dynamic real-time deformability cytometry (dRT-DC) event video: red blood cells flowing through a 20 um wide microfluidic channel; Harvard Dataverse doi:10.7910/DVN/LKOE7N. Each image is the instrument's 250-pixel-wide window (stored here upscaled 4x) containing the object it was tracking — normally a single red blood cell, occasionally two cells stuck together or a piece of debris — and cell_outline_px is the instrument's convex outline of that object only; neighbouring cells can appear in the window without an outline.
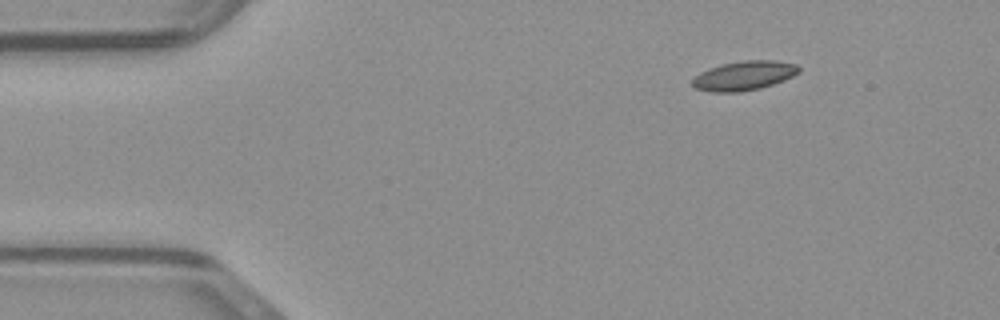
{"species": "common noctule bat (a hibernating species)", "species_latin": "Nyctalus noctula", "temperature_condition": "warm", "stored_images_in_passage": 43, "camera_frame_rate_fps": 3000, "um_per_image_px": 0.085, "animal": {"sex": "male", "body_mass_g": 23.1, "forearm_length_mm": 52.7}, "frame": {"image": 1, "passage_image": 1, "time_ms": 0.0, "image_size_px": [1000, 320], "cell_outline_px": [[800, 72], [784, 80], [760, 88], [740, 92], [712, 92], [696, 88], [692, 84], [692, 80], [700, 72], [708, 68], [724, 64], [744, 60], [776, 60], [796, 64], [800, 68]], "centroid_in_image_um": [63.26, 6.43], "position_along_channel_um": 21.7, "area_um2": 18.09}}
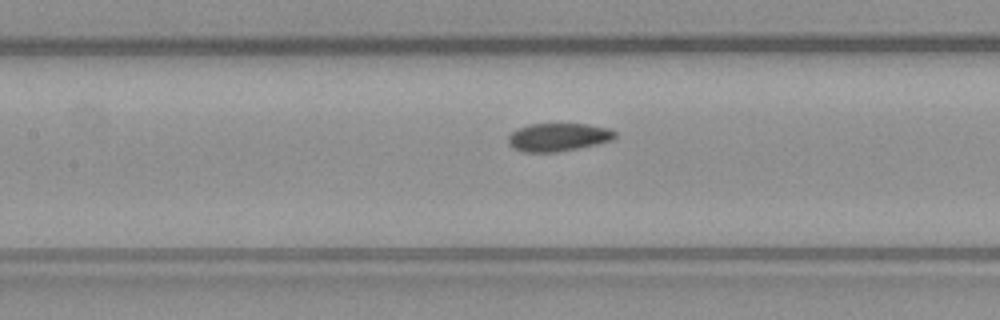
{"frame": {"image": 2, "passage_image": 16, "time_ms": 5.0, "image_size_px": [1000, 320], "cell_outline_px": [[616, 136], [612, 140], [596, 144], [556, 152], [524, 152], [512, 148], [508, 144], [508, 136], [512, 132], [528, 124], [588, 124], [608, 128], [616, 132]], "centroid_in_image_um": [47.43, 11.66], "position_along_channel_um": 160.0, "area_um2": 17.4}}
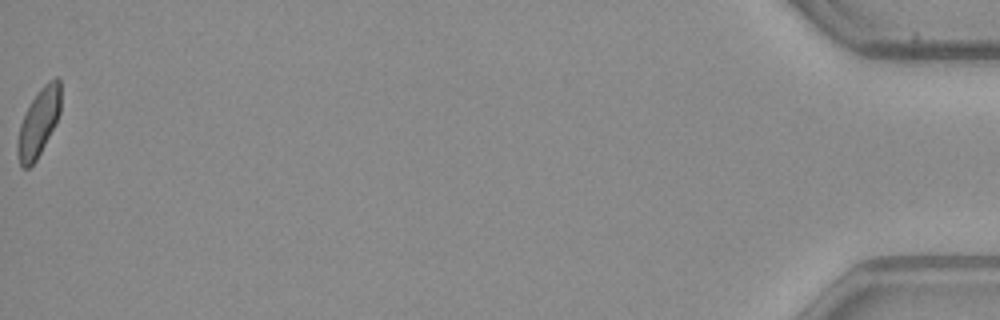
{"frame": {"image": 3, "passage_image": 43, "time_ms": 14.0, "image_size_px": [1000, 320], "cell_outline_px": [[60, 112], [56, 124], [36, 160], [28, 168], [24, 168], [20, 164], [16, 152], [16, 140], [20, 124], [32, 100], [40, 88], [44, 84], [56, 76], [60, 80]], "centroid_in_image_um": [3.28, 10.43], "position_along_channel_um": 431.9, "area_um2": 16.99}}